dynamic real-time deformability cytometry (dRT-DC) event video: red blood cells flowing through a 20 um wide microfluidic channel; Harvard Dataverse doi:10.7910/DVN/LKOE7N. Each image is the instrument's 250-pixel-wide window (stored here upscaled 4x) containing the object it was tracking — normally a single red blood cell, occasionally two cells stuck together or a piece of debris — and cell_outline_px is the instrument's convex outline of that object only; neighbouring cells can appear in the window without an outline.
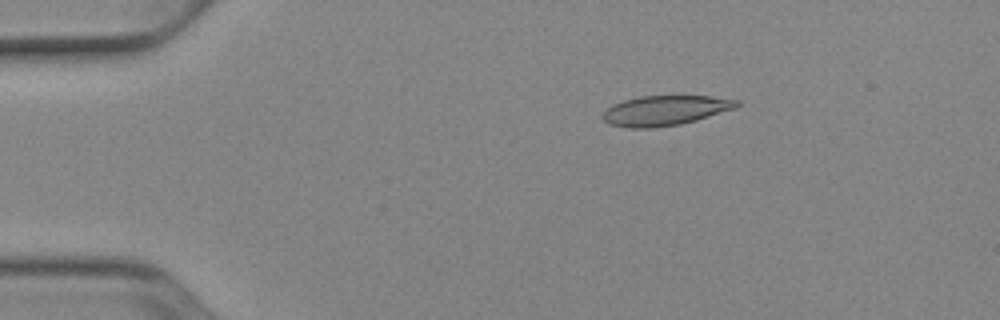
{"species": "Egyptian fruit bat (a non-hibernating species)", "species_latin": "Rousettus aegyptiacus", "temperature_condition": "cold", "stored_images_in_passage": 51, "camera_frame_rate_fps": 3000, "um_per_image_px": 0.085, "animal": {"sex": "female"}, "frame": {"image": 1, "passage_image": 9, "time_ms": 2.667, "image_size_px": [1000, 320], "cell_outline_px": [[740, 104], [736, 108], [696, 120], [680, 124], [652, 128], [628, 128], [608, 124], [600, 116], [612, 104], [624, 100], [640, 96], [712, 96], [740, 100]], "centroid_in_image_um": [56.53, 9.39], "position_along_channel_um": 28.5, "area_um2": 23.47}}
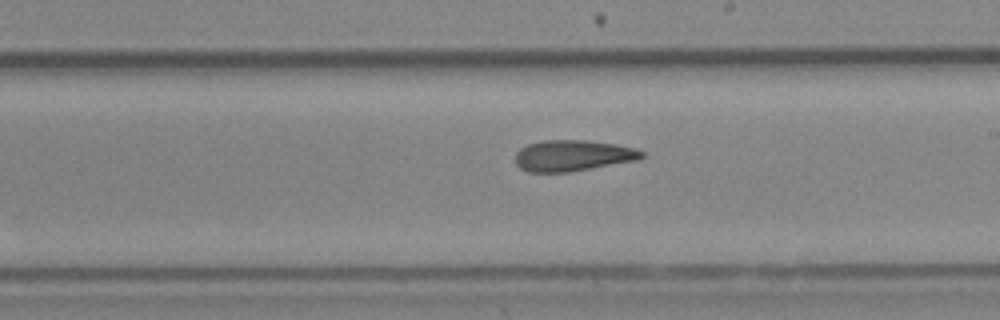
{"frame": {"image": 2, "passage_image": 30, "time_ms": 9.667, "image_size_px": [1000, 320], "cell_outline_px": [[644, 156], [640, 160], [568, 172], [528, 172], [520, 168], [516, 164], [516, 152], [520, 148], [528, 144], [544, 140], [584, 140], [616, 144], [636, 148], [644, 152]], "centroid_in_image_um": [48.71, 13.22], "position_along_channel_um": 240.3, "area_um2": 23.0}}
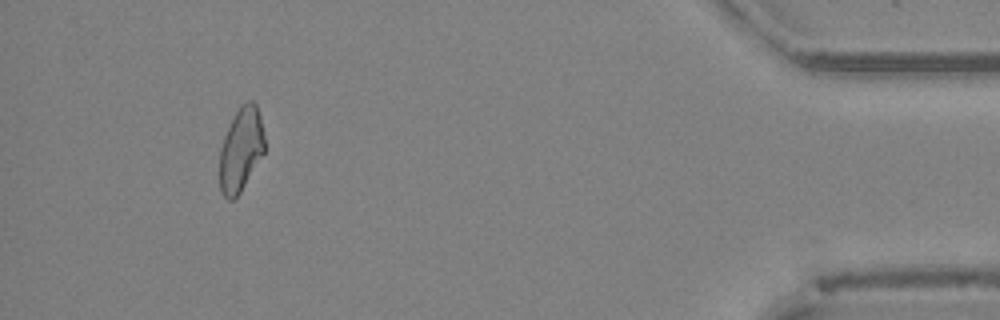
{"frame": {"image": 3, "passage_image": 48, "time_ms": 15.667, "image_size_px": [1000, 320], "cell_outline_px": [[264, 152], [240, 192], [232, 200], [228, 200], [220, 192], [220, 148], [224, 136], [240, 104], [248, 100], [252, 100], [256, 104], [260, 116], [264, 136]], "centroid_in_image_um": [20.47, 12.7], "position_along_channel_um": 414.7, "area_um2": 21.73}, "authors_computed_cell_mechanics": {"area_um2": 23.2356, "velocity_mm_per_s": 3.929, "shape_relaxation_time_tau1_ms": null, "shape_relaxation_time_tau2_ms": 6.6651, "deformation_change_tau1": null, "deformation_change_tau2": 0.1707}}